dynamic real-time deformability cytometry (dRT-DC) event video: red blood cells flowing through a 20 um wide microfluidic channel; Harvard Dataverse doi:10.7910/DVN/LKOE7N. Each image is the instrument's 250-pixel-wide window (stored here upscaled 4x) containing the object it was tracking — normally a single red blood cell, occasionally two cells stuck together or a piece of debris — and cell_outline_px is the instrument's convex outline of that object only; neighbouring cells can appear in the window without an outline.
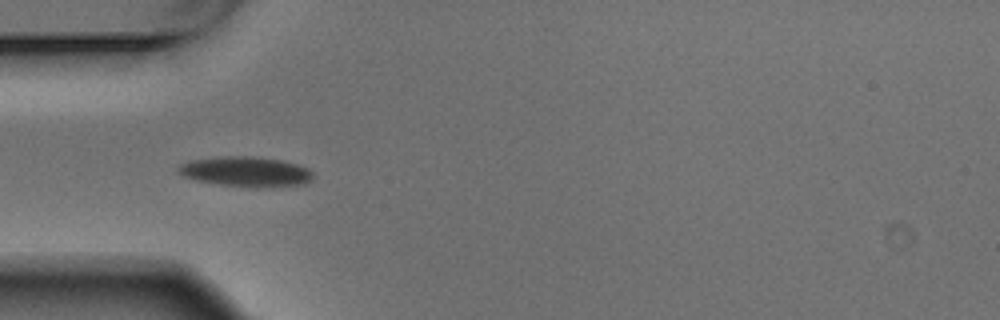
{"species": "Egyptian fruit bat (a non-hibernating species)", "species_latin": "Rousettus aegyptiacus", "temperature_condition": "warm", "stored_images_in_passage": 8, "camera_frame_rate_fps": 3000, "um_per_image_px": 0.085, "animal": {"sex": "male"}, "frame": {"image": 1, "passage_image": 5, "time_ms": 1.333, "image_size_px": [1000, 320], "cell_outline_px": [[312, 180], [300, 184], [220, 184], [196, 180], [184, 176], [176, 172], [176, 168], [180, 164], [188, 160], [216, 156], [252, 156], [284, 160], [308, 168], [312, 172]], "centroid_in_image_um": [20.79, 14.51], "position_along_channel_um": 64.2, "area_um2": 22.6}}
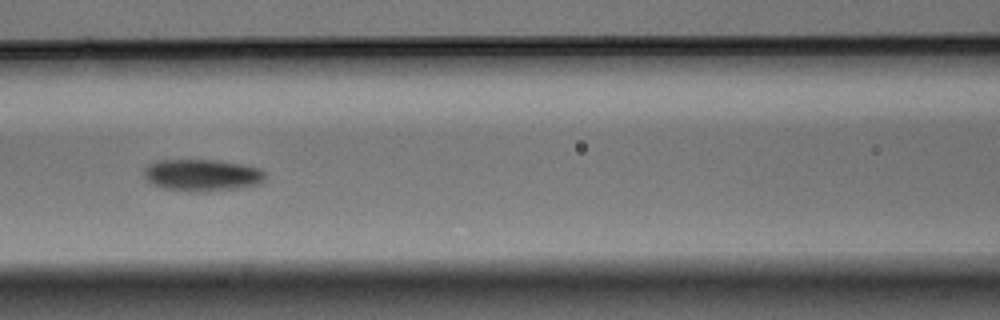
{"frame": {"image": 2, "passage_image": 7, "time_ms": 2.0, "image_size_px": [1000, 320], "cell_outline_px": [[264, 180], [260, 184], [236, 188], [200, 192], [192, 192], [164, 188], [152, 184], [144, 176], [144, 168], [148, 164], [156, 160], [220, 160], [260, 168], [264, 172]], "centroid_in_image_um": [17.16, 14.88], "position_along_channel_um": 149.4, "area_um2": 22.54}}
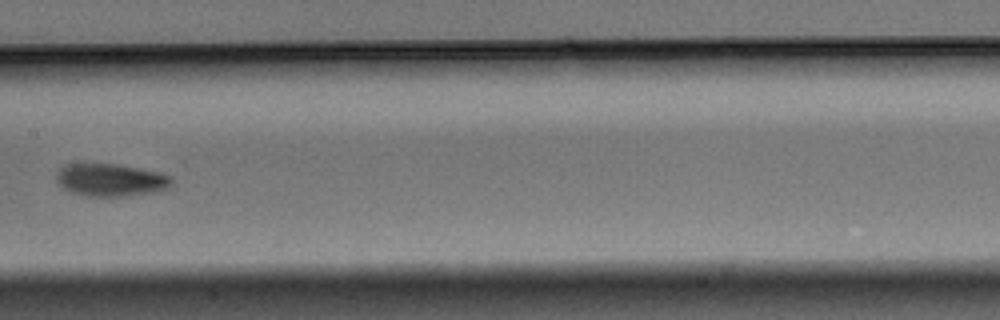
{"frame": {"image": 3, "passage_image": 8, "time_ms": 2.333, "image_size_px": [1000, 320], "cell_outline_px": [[172, 188], [160, 192], [120, 196], [88, 196], [68, 192], [56, 180], [56, 172], [64, 164], [120, 164], [160, 172], [172, 176]], "centroid_in_image_um": [9.46, 15.3], "position_along_channel_um": 197.9, "area_um2": 22.31}}